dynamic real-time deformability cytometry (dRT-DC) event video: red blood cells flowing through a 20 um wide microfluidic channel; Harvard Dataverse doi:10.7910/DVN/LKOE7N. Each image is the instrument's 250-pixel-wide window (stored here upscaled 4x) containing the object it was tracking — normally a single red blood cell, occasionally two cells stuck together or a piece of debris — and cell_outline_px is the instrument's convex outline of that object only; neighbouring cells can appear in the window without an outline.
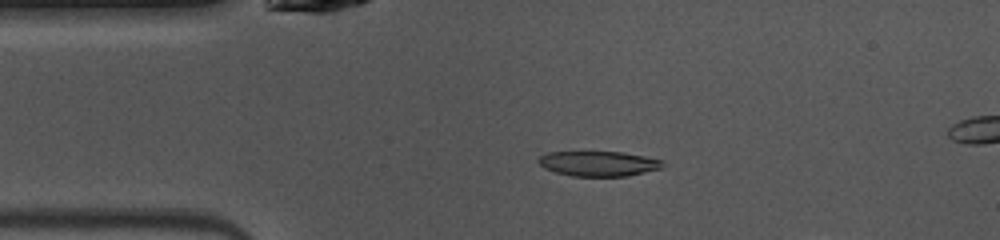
{"species": "common noctule bat (a hibernating species)", "species_latin": "Nyctalus noctula", "temperature_condition": "warm", "stored_images_in_passage": 12, "camera_frame_rate_fps": 3000, "um_per_image_px": 0.085, "animal": {"sex": "female", "body_mass_g": 10.0, "forearm_length_mm": 53.1}, "frame": {"image": 1, "passage_image": 9, "time_ms": 2.667, "image_size_px": [1000, 240], "cell_outline_px": [[664, 164], [660, 168], [628, 176], [572, 176], [556, 172], [544, 168], [536, 160], [540, 156], [548, 152], [620, 152], [644, 156], [664, 160]], "centroid_in_image_um": [50.86, 13.9], "position_along_channel_um": 34.1, "area_um2": 18.03}}